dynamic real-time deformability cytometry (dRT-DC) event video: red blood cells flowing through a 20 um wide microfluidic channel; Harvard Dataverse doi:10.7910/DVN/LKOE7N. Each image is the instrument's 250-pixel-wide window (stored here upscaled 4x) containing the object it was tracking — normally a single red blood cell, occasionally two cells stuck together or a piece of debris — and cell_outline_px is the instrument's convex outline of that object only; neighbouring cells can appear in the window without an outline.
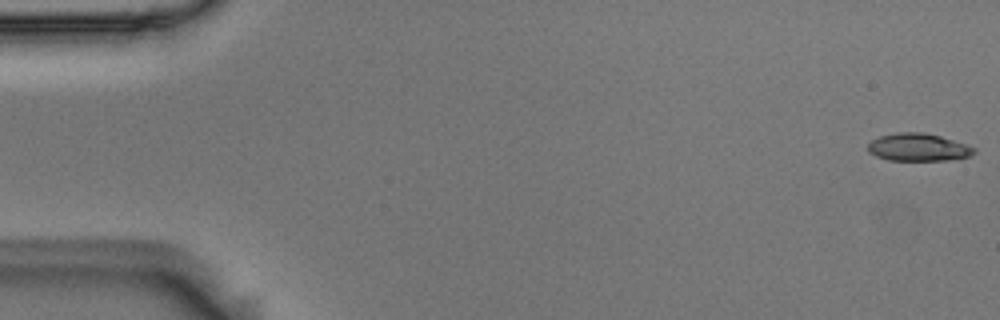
{"species": "Egyptian fruit bat (a non-hibernating species)", "species_latin": "Rousettus aegyptiacus", "temperature_condition": "room temperature", "stored_images_in_passage": 55, "camera_frame_rate_fps": 3000, "um_per_image_px": 0.085, "animal": {"sex": "male"}, "frame": {"image": 1, "passage_image": 1, "time_ms": 0.0, "image_size_px": [1000, 320], "cell_outline_px": [[976, 152], [968, 156], [948, 160], [888, 160], [876, 156], [868, 152], [868, 144], [872, 140], [880, 136], [896, 132], [924, 132], [940, 136], [976, 148]], "centroid_in_image_um": [78.02, 12.51], "position_along_channel_um": 7.0, "area_um2": 16.99}}
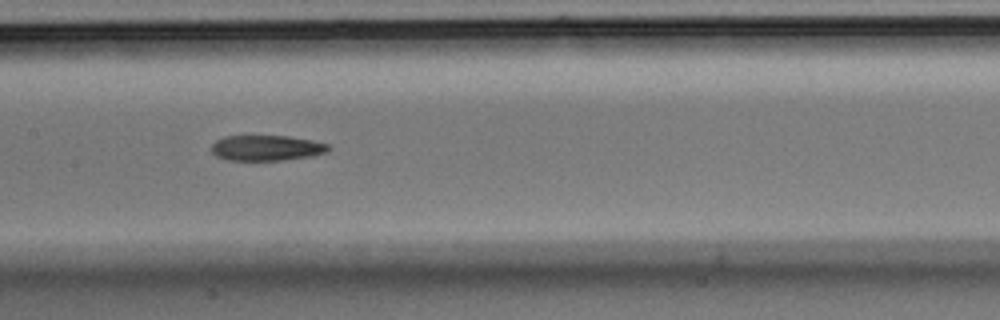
{"frame": {"image": 2, "passage_image": 27, "time_ms": 8.667, "image_size_px": [1000, 320], "cell_outline_px": [[328, 152], [312, 156], [284, 160], [228, 160], [216, 156], [212, 152], [212, 144], [216, 140], [224, 136], [288, 136], [312, 140], [328, 144]], "centroid_in_image_um": [22.65, 12.57], "position_along_channel_um": 184.8, "area_um2": 17.34}}
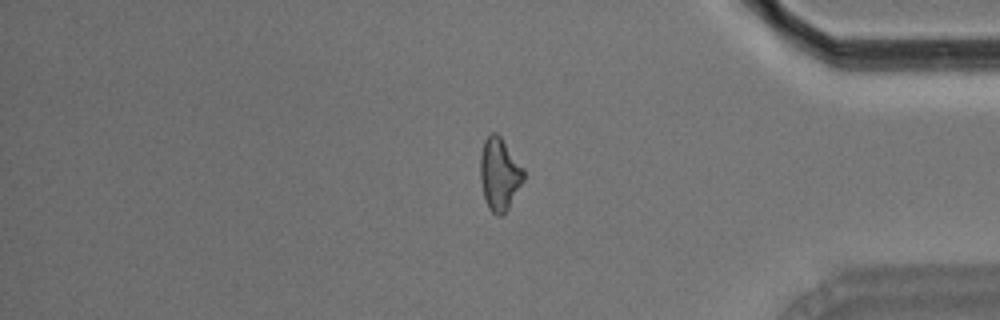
{"frame": {"image": 3, "passage_image": 46, "time_ms": 15.0, "image_size_px": [1000, 320], "cell_outline_px": [[524, 180], [504, 216], [496, 216], [488, 208], [484, 196], [480, 180], [480, 156], [484, 140], [492, 132], [496, 132], [500, 136], [524, 168]], "centroid_in_image_um": [42.45, 14.82], "position_along_channel_um": 392.7, "area_um2": 18.44}, "authors_computed_cell_mechanics": {"area_um2": 18.1492, "velocity_mm_per_s": 3.6767, "shape_relaxation_time_tau1_ms": 10.7148, "shape_relaxation_time_tau2_ms": 8.2319, "deformation_change_tau1": 0.2338, "deformation_change_tau2": 0.1854}}